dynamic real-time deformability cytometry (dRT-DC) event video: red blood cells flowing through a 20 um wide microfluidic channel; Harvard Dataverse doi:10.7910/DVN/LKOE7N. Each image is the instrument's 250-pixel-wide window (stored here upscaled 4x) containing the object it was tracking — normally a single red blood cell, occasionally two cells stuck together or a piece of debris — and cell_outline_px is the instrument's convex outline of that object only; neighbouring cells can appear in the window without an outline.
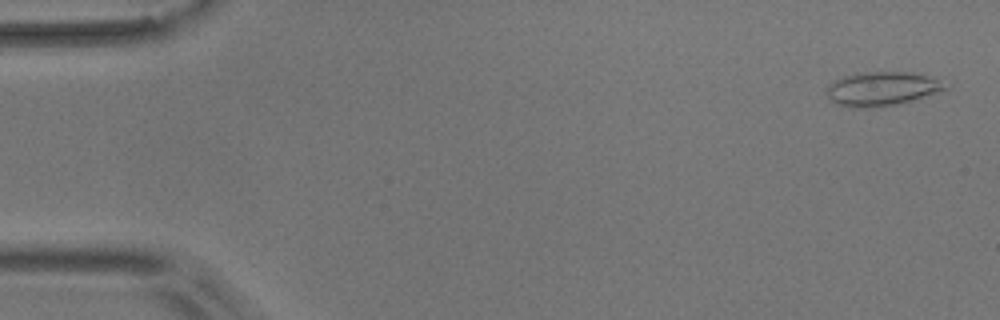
{"species": "common noctule bat (a hibernating species)", "species_latin": "Nyctalus noctula", "temperature_condition": "room temperature", "stored_images_in_passage": 54, "camera_frame_rate_fps": 3000, "um_per_image_px": 0.085, "animal": {"sex": "male", "body_mass_g": 17.9}, "frame": {"image": 1, "passage_image": 2, "time_ms": 0.333, "image_size_px": [1000, 320], "cell_outline_px": [[948, 88], [900, 104], [872, 108], [852, 108], [836, 104], [828, 96], [828, 84], [844, 76], [860, 72], [908, 72], [928, 76], [936, 80]], "centroid_in_image_um": [74.89, 7.56], "position_along_channel_um": 10.1, "area_um2": 23.12}}
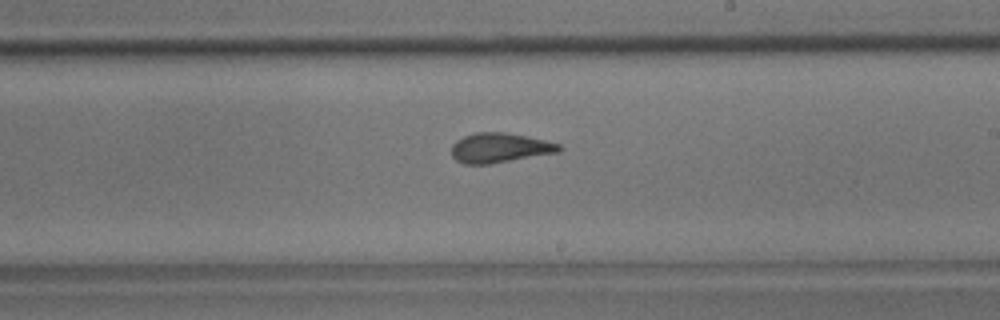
{"frame": {"image": 2, "passage_image": 32, "time_ms": 10.333, "image_size_px": [1000, 320], "cell_outline_px": [[564, 148], [560, 152], [492, 164], [464, 164], [456, 160], [452, 156], [452, 144], [456, 140], [464, 136], [476, 132], [504, 132], [528, 136], [560, 144]], "centroid_in_image_um": [42.5, 12.57], "position_along_channel_um": 246.5, "area_um2": 18.84}}
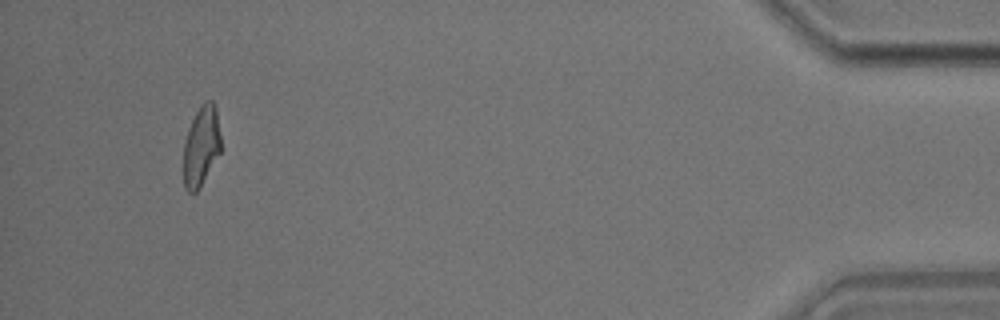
{"frame": {"image": 3, "passage_image": 52, "time_ms": 17.0, "image_size_px": [1000, 320], "cell_outline_px": [[220, 152], [196, 192], [188, 192], [184, 188], [184, 144], [188, 128], [200, 104], [204, 100], [212, 100], [216, 108], [220, 136]], "centroid_in_image_um": [17.09, 12.37], "position_along_channel_um": 418.1, "area_um2": 17.17}, "authors_computed_cell_mechanics": {"area_um2": 18.9006, "velocity_mm_per_s": 3.644, "shape_relaxation_time_tau1_ms": 5.6023, "shape_relaxation_time_tau2_ms": 1.6981, "deformation_change_tau1": 0.1655, "deformation_change_tau2": 0.1086}}